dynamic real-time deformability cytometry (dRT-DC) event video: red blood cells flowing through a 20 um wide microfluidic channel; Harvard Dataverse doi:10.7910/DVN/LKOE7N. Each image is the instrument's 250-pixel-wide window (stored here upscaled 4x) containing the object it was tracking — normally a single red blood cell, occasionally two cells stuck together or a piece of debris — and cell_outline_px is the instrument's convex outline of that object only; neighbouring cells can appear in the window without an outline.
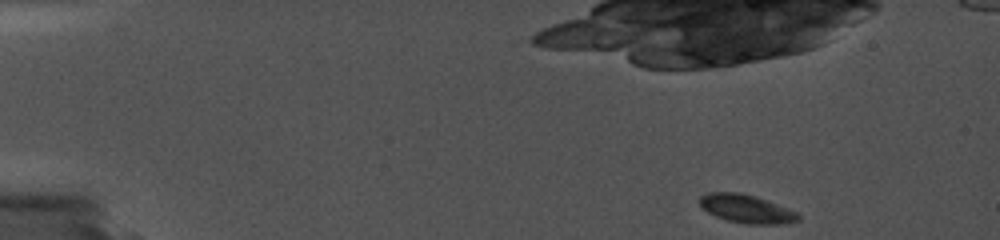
{"species": "common noctule bat (a hibernating species)", "species_latin": "Nyctalus noctula", "temperature_condition": "cold", "stored_images_in_passage": 14, "camera_frame_rate_fps": 5000, "um_per_image_px": 0.085, "animal": {"sex": "female", "body_mass_g": 19.0, "forearm_length_mm": 56.7}, "frame": {"image": 1, "passage_image": 1, "time_ms": 0.0, "image_size_px": [1000, 240], "cell_outline_px": [[800, 220], [780, 224], [744, 224], [728, 220], [716, 216], [708, 212], [700, 204], [700, 196], [708, 192], [740, 192], [756, 196], [796, 212], [800, 216]], "centroid_in_image_um": [63.44, 17.74], "position_along_channel_um": 21.6, "area_um2": 16.13}}